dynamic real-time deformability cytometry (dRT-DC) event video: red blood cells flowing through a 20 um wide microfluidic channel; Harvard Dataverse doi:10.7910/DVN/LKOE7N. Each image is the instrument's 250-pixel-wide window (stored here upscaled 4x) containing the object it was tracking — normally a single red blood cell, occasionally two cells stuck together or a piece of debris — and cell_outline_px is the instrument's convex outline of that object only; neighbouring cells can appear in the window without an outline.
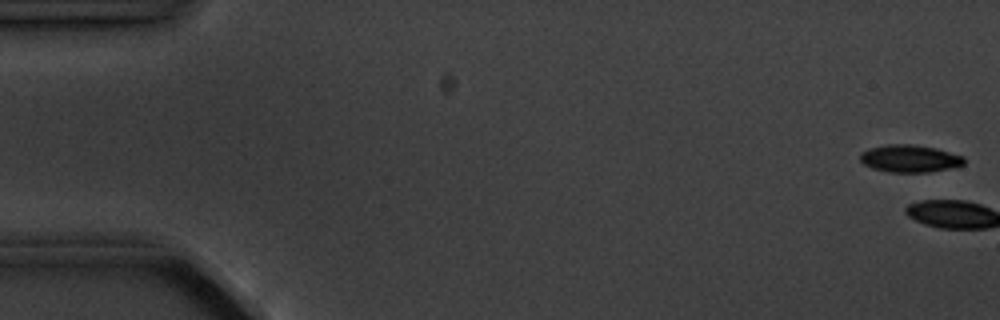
{"species": "common noctule bat (a hibernating species)", "species_latin": "Nyctalus noctula", "temperature_condition": "cold", "stored_images_in_passage": 5, "camera_frame_rate_fps": 3000, "um_per_image_px": 0.085, "animal": {"sex": "male", "body_mass_g": 20.1, "forearm_length_mm": 53.5}, "frame": {"image": 1, "passage_image": 1, "time_ms": 0.0, "image_size_px": [1000, 320], "cell_outline_px": [[964, 164], [948, 168], [928, 172], [888, 172], [872, 168], [864, 164], [860, 160], [860, 152], [868, 148], [888, 144], [912, 144], [936, 148], [964, 156]], "centroid_in_image_um": [77.29, 13.47], "position_along_channel_um": 7.7, "area_um2": 16.59}}